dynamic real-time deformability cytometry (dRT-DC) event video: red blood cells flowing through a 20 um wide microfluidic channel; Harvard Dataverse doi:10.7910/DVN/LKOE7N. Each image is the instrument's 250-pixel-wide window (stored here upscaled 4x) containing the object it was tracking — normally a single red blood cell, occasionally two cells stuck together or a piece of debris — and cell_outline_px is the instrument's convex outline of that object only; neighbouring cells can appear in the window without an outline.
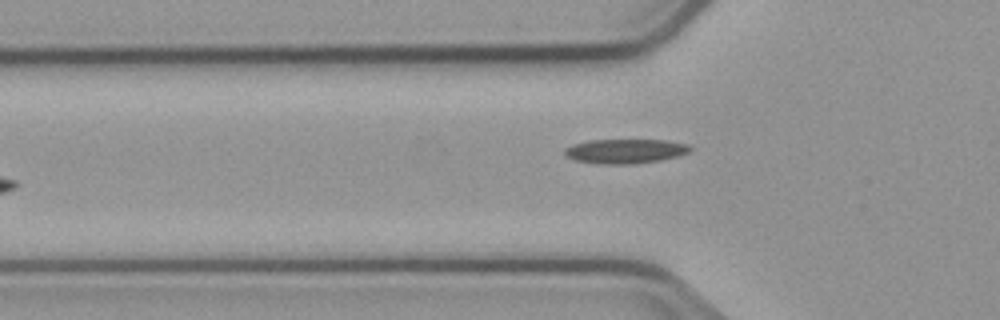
{"species": "common noctule bat (a hibernating species)", "species_latin": "Nyctalus noctula", "temperature_condition": "cold", "stored_images_in_passage": 6, "camera_frame_rate_fps": 3000, "um_per_image_px": 0.085, "animal": {"sex": "male", "body_mass_g": 23.1, "forearm_length_mm": 52.7}, "frame": {"image": 1, "passage_image": 6, "time_ms": 6.667, "image_size_px": [1000, 320], "cell_outline_px": [[692, 148], [688, 152], [676, 156], [660, 160], [636, 164], [600, 164], [576, 160], [564, 156], [564, 148], [572, 144], [588, 140], [668, 140], [688, 144]], "centroid_in_image_um": [53.11, 12.84], "position_along_channel_um": 72.7, "area_um2": 17.98}}